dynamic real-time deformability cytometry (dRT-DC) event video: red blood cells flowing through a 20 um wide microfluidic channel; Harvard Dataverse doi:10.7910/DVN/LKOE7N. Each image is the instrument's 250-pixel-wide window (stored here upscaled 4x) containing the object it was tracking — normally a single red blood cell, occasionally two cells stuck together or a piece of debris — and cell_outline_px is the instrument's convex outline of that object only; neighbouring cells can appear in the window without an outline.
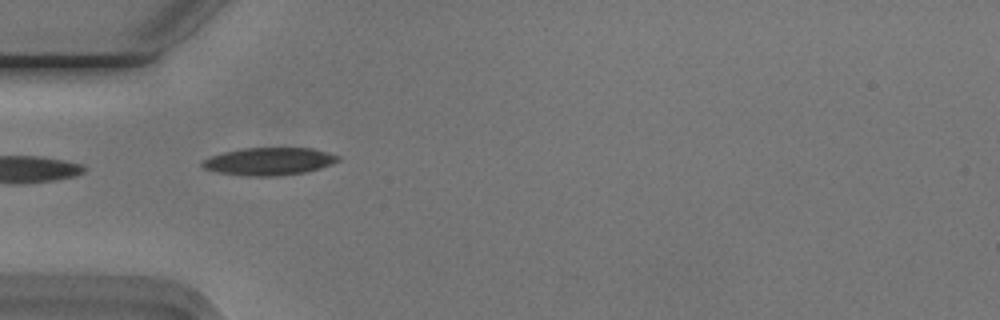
{"species": "Egyptian fruit bat (a non-hibernating species)", "species_latin": "Rousettus aegyptiacus", "temperature_condition": "cold", "stored_images_in_passage": 3, "camera_frame_rate_fps": 3000, "um_per_image_px": 0.085, "animal": {"sex": "male"}, "frame": {"image": 1, "passage_image": 1, "time_ms": 0.0, "image_size_px": [1000, 320], "cell_outline_px": [[340, 160], [332, 164], [320, 168], [304, 172], [276, 176], [244, 176], [220, 172], [204, 168], [200, 164], [204, 160], [212, 156], [224, 152], [244, 148], [312, 148], [328, 152], [340, 156]], "centroid_in_image_um": [22.91, 13.71], "position_along_channel_um": 62.1, "area_um2": 21.68}}